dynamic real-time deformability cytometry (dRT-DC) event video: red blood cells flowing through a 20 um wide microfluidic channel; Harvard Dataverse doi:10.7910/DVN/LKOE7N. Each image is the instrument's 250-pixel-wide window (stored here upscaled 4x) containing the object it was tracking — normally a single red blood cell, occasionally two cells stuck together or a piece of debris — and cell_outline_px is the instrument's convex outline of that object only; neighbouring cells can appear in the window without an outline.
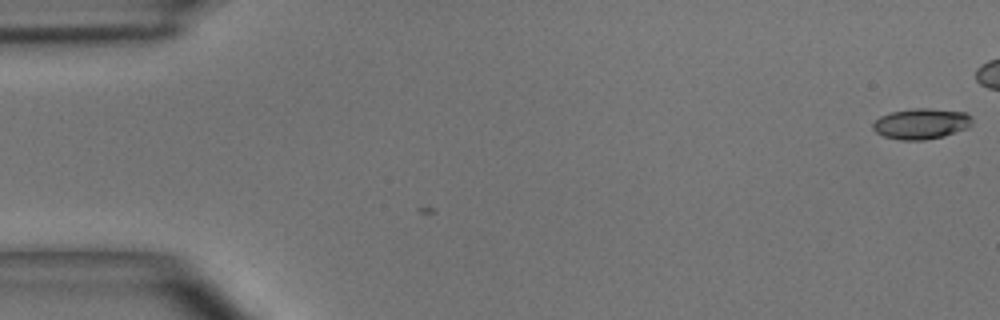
{"species": "common noctule bat (a hibernating species)", "species_latin": "Nyctalus noctula", "temperature_condition": "room temperature", "stored_images_in_passage": 3, "camera_frame_rate_fps": 3000, "um_per_image_px": 0.085, "animal": {"sex": "male", "body_mass_g": 15.6}, "frame": {"image": 1, "passage_image": 1, "time_ms": 0.0, "image_size_px": [1000, 320], "cell_outline_px": [[972, 124], [968, 128], [944, 136], [924, 140], [900, 140], [884, 136], [876, 132], [872, 128], [872, 124], [880, 116], [892, 112], [916, 108], [928, 108], [964, 112], [972, 116]], "centroid_in_image_um": [78.32, 10.52], "position_along_channel_um": 6.7, "area_um2": 17.74}}